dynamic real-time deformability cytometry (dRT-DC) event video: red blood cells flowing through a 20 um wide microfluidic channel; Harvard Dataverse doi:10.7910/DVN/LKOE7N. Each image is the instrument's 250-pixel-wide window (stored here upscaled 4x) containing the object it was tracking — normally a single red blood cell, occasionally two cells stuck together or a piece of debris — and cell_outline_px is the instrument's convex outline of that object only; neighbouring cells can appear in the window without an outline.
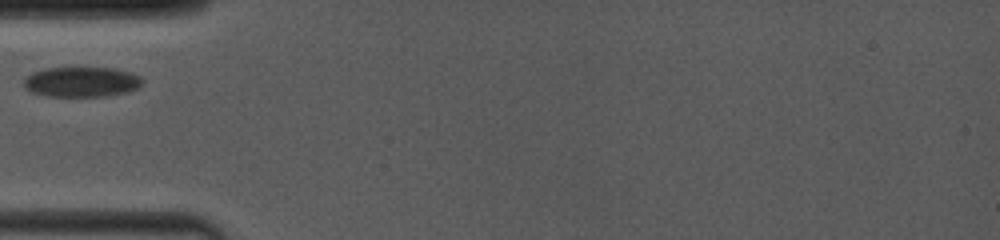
{"species": "common noctule bat (a hibernating species)", "species_latin": "Nyctalus noctula", "temperature_condition": "room temperature", "stored_images_in_passage": 9, "camera_frame_rate_fps": 4000, "um_per_image_px": 0.085, "animal": {"sex": "female", "body_mass_g": 19.0, "forearm_length_mm": 53.3}, "frame": {"image": 1, "passage_image": 1, "time_ms": 0.0, "image_size_px": [1000, 240], "cell_outline_px": [[140, 84], [136, 88], [124, 92], [104, 96], [44, 96], [32, 92], [24, 88], [24, 80], [32, 72], [44, 68], [112, 68], [132, 72], [140, 76]], "centroid_in_image_um": [6.87, 6.95], "position_along_channel_um": 78.1, "area_um2": 20.58}}
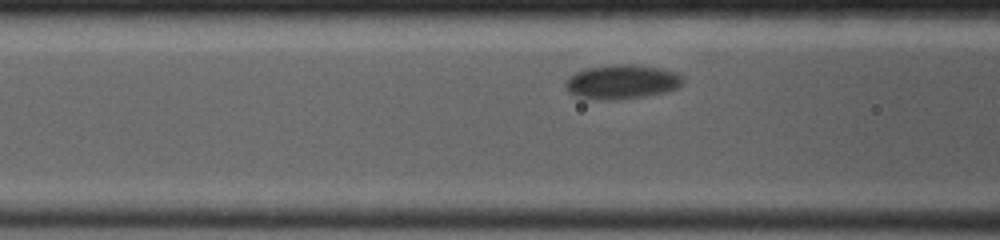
{"frame": {"image": 2, "passage_image": 5, "time_ms": 1.0, "image_size_px": [1000, 240], "cell_outline_px": [[684, 84], [676, 88], [664, 92], [644, 96], [612, 100], [596, 100], [576, 96], [568, 92], [564, 84], [576, 72], [588, 68], [612, 64], [632, 64], [660, 68], [676, 72], [684, 80]], "centroid_in_image_um": [52.86, 6.96], "position_along_channel_um": 113.7, "area_um2": 23.35}}